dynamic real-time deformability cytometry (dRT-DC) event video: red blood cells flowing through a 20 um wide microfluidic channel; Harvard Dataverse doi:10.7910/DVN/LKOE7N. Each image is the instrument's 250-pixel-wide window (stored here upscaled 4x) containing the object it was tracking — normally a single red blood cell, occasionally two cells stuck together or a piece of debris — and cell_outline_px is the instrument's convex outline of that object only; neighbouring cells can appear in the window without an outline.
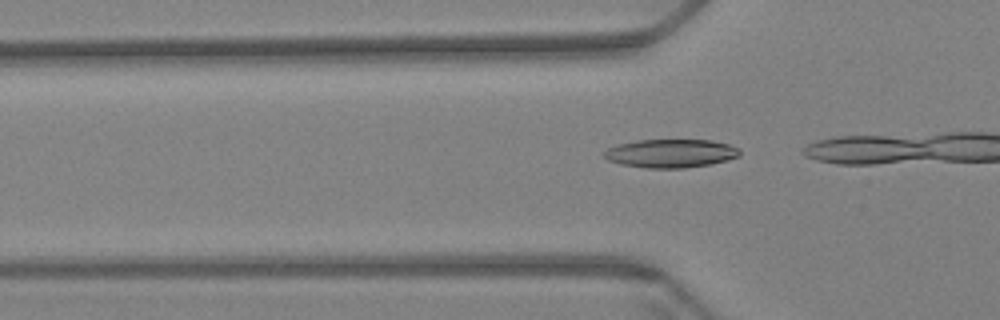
{"species": "Egyptian fruit bat (a non-hibernating species)", "species_latin": "Rousettus aegyptiacus", "temperature_condition": "warm", "stored_images_in_passage": 9, "camera_frame_rate_fps": 3000, "um_per_image_px": 0.085, "animal": {"sex": "female"}, "frame": {"image": 1, "passage_image": 7, "time_ms": 2.0, "image_size_px": [1000, 320], "cell_outline_px": [[740, 156], [708, 164], [684, 168], [644, 168], [620, 164], [608, 160], [604, 156], [604, 152], [608, 148], [620, 144], [640, 140], [712, 140], [728, 144], [740, 148]], "centroid_in_image_um": [57.02, 13.04], "position_along_channel_um": 68.8, "area_um2": 22.31}}